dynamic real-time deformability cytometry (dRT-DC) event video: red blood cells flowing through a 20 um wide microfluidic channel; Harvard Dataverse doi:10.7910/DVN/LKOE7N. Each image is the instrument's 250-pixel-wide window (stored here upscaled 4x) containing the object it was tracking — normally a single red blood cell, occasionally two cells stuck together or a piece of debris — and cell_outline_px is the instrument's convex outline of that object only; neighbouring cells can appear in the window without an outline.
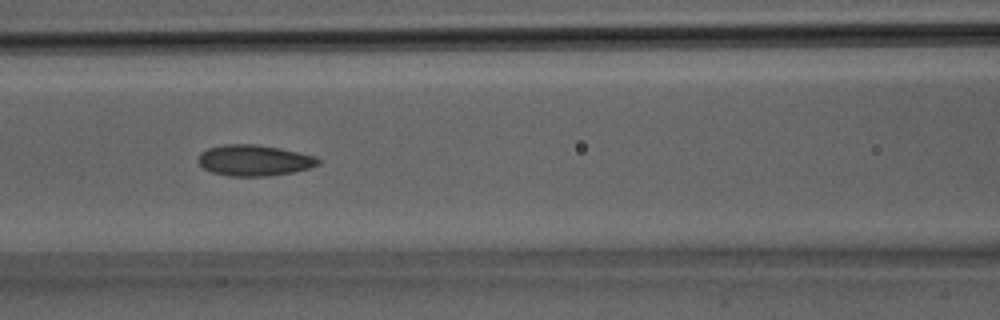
{"species": "Egyptian fruit bat (a non-hibernating species)", "species_latin": "Rousettus aegyptiacus", "temperature_condition": "room temperature", "stored_images_in_passage": 32, "camera_frame_rate_fps": 3000, "um_per_image_px": 0.085, "animal": {"sex": "male"}, "frame": {"image": 1, "passage_image": 14, "time_ms": 4.333, "image_size_px": [1000, 320], "cell_outline_px": [[320, 164], [308, 168], [292, 172], [268, 176], [228, 176], [212, 172], [204, 168], [196, 160], [200, 152], [208, 148], [224, 144], [256, 144], [280, 148], [316, 156], [320, 160]], "centroid_in_image_um": [21.58, 13.62], "position_along_channel_um": 145.0, "area_um2": 21.73}}
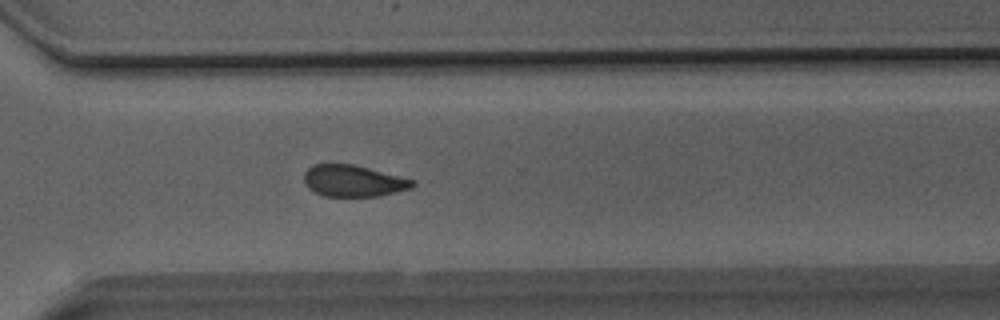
{"frame": {"image": 2, "passage_image": 23, "time_ms": 7.333, "image_size_px": [1000, 320], "cell_outline_px": [[416, 184], [412, 188], [396, 192], [376, 196], [324, 196], [308, 188], [304, 184], [304, 172], [312, 164], [352, 164], [416, 180]], "centroid_in_image_um": [30.03, 15.37], "position_along_channel_um": 340.6, "area_um2": 19.94}}